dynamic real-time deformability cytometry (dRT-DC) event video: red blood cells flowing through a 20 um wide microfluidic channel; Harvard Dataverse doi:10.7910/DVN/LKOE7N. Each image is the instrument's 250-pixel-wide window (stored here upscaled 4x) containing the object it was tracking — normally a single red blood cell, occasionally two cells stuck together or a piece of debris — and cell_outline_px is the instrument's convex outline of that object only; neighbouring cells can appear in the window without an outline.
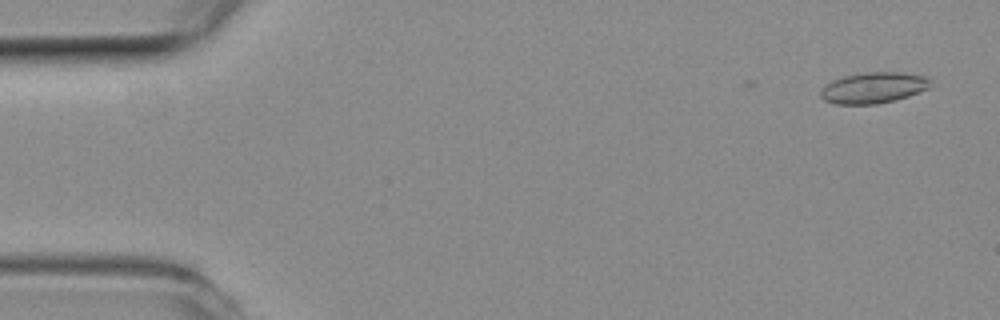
{"species": "common noctule bat (a hibernating species)", "species_latin": "Nyctalus noctula", "temperature_condition": "room temperature", "stored_images_in_passage": 3, "camera_frame_rate_fps": 3000, "um_per_image_px": 0.085, "animal": {"sex": "female", "body_mass_g": 19.3, "forearm_length_mm": 54.1}, "frame": {"image": 1, "passage_image": 3, "time_ms": 0.667, "image_size_px": [1000, 320], "cell_outline_px": [[932, 80], [928, 88], [908, 96], [876, 104], [836, 104], [824, 100], [820, 96], [820, 88], [832, 80], [844, 76], [868, 72], [904, 72], [932, 76]], "centroid_in_image_um": [74.27, 7.44], "position_along_channel_um": 10.7, "area_um2": 20.0}}